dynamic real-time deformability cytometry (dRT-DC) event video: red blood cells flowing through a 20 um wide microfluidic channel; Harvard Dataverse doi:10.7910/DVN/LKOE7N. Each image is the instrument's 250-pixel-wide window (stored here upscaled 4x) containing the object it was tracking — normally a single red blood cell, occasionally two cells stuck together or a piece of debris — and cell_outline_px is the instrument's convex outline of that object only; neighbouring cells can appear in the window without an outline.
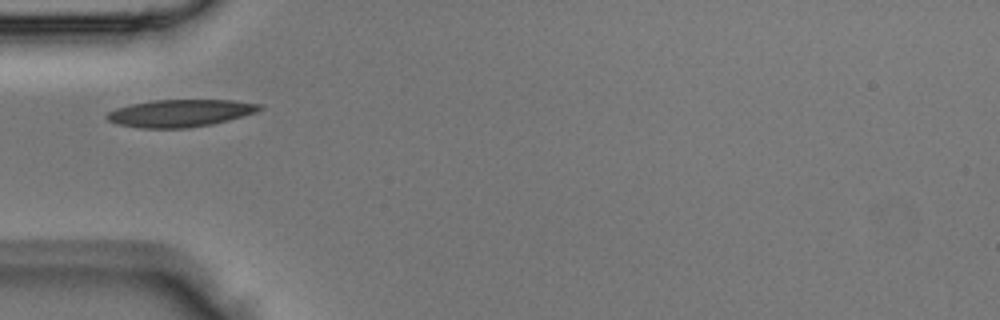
{"species": "Egyptian fruit bat (a non-hibernating species)", "species_latin": "Rousettus aegyptiacus", "temperature_condition": "room temperature", "stored_images_in_passage": 2, "camera_frame_rate_fps": 3000, "um_per_image_px": 0.085, "animal": {"sex": "male"}, "frame": {"image": 1, "passage_image": 1, "time_ms": 0.0, "image_size_px": [1000, 320], "cell_outline_px": [[264, 108], [256, 112], [228, 120], [212, 124], [188, 128], [140, 128], [116, 124], [108, 120], [104, 116], [108, 112], [116, 108], [132, 104], [152, 100], [236, 100], [260, 104]], "centroid_in_image_um": [15.3, 9.62], "position_along_channel_um": 69.7, "area_um2": 24.39}}
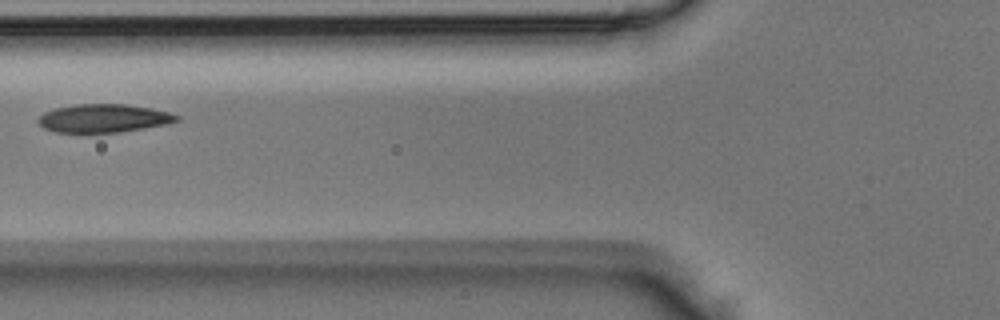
{"frame": {"image": 2, "passage_image": 2, "time_ms": 0.333, "image_size_px": [1000, 320], "cell_outline_px": [[180, 120], [168, 124], [120, 132], [56, 132], [44, 128], [36, 120], [44, 112], [56, 108], [76, 104], [128, 104], [152, 108], [168, 112], [180, 116]], "centroid_in_image_um": [8.84, 10.05], "position_along_channel_um": 117.0, "area_um2": 22.83}}